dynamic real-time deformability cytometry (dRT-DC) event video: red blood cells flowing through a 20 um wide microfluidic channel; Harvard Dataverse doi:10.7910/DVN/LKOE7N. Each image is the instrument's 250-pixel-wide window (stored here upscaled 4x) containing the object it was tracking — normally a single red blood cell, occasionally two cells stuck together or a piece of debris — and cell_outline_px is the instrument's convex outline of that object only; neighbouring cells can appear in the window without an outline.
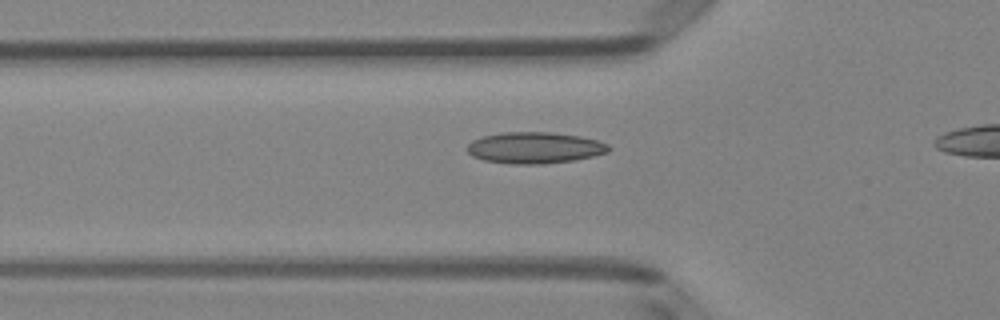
{"species": "Egyptian fruit bat (a non-hibernating species)", "species_latin": "Rousettus aegyptiacus", "temperature_condition": "room temperature", "stored_images_in_passage": 13, "camera_frame_rate_fps": 3000, "um_per_image_px": 0.085, "animal": {"sex": "female"}, "frame": {"image": 1, "passage_image": 11, "time_ms": 3.333, "image_size_px": [1000, 320], "cell_outline_px": [[612, 148], [608, 152], [592, 156], [572, 160], [544, 164], [512, 164], [484, 160], [472, 156], [468, 152], [468, 144], [472, 140], [484, 136], [504, 132], [552, 132], [580, 136], [596, 140], [608, 144]], "centroid_in_image_um": [45.46, 12.56], "position_along_channel_um": 80.3, "area_um2": 25.78}}